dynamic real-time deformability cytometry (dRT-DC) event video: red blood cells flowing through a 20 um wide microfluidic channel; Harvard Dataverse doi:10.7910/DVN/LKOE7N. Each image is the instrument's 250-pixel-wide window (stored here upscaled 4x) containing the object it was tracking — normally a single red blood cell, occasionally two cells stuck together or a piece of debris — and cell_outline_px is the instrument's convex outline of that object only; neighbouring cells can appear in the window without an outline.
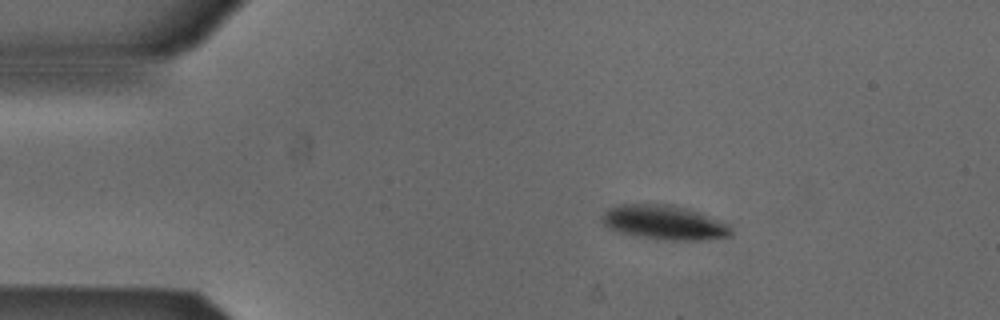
{"species": "Egyptian fruit bat (a non-hibernating species)", "species_latin": "Rousettus aegyptiacus", "temperature_condition": "cold", "stored_images_in_passage": 52, "camera_frame_rate_fps": 3000, "um_per_image_px": 0.085, "animal": {"sex": "male"}, "frame": {"image": 1, "passage_image": 8, "time_ms": 2.333, "image_size_px": [1000, 320], "cell_outline_px": [[732, 236], [700, 240], [664, 240], [616, 232], [608, 228], [600, 220], [600, 216], [608, 208], [620, 204], [672, 204], [696, 212], [728, 224], [732, 228]], "centroid_in_image_um": [56.4, 18.91], "position_along_channel_um": 28.6, "area_um2": 25.78}}
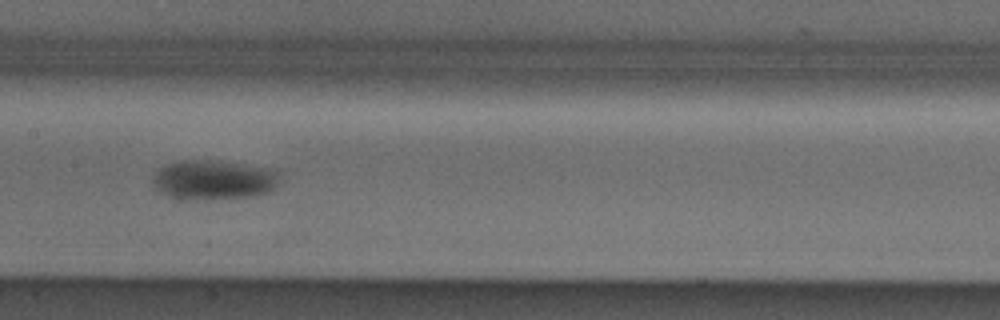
{"frame": {"image": 2, "passage_image": 25, "time_ms": 8.0, "image_size_px": [1000, 320], "cell_outline_px": [[280, 184], [268, 192], [252, 196], [192, 200], [188, 200], [168, 196], [160, 192], [152, 184], [152, 180], [156, 172], [160, 168], [168, 164], [180, 160], [220, 160], [276, 168]], "centroid_in_image_um": [18.19, 15.27], "position_along_channel_um": 189.2, "area_um2": 29.71}}
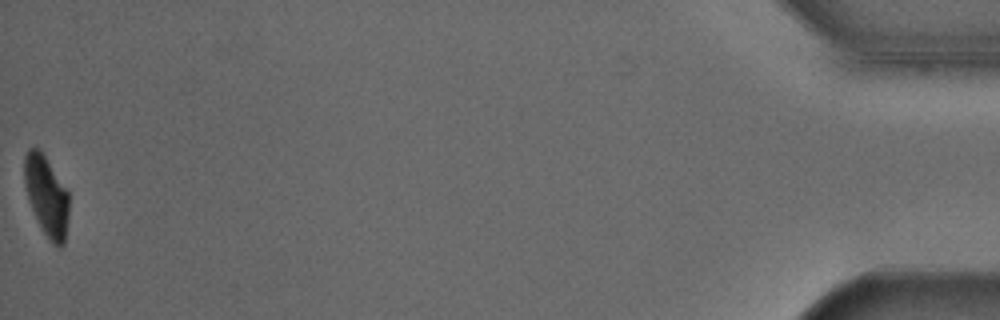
{"frame": {"image": 3, "passage_image": 52, "time_ms": 17.0, "image_size_px": [1000, 320], "cell_outline_px": [[68, 216], [64, 244], [60, 248], [56, 248], [52, 244], [40, 228], [28, 200], [24, 184], [24, 156], [28, 148], [40, 148], [68, 192]], "centroid_in_image_um": [3.93, 16.68], "position_along_channel_um": 431.3, "area_um2": 20.98}, "authors_computed_cell_mechanics": {"area_um2": 26.2412, "velocity_mm_per_s": 3.8394, "shape_relaxation_time_tau1_ms": 1.5535, "shape_relaxation_time_tau2_ms": null, "deformation_change_tau1": 0.0926, "deformation_change_tau2": null}}